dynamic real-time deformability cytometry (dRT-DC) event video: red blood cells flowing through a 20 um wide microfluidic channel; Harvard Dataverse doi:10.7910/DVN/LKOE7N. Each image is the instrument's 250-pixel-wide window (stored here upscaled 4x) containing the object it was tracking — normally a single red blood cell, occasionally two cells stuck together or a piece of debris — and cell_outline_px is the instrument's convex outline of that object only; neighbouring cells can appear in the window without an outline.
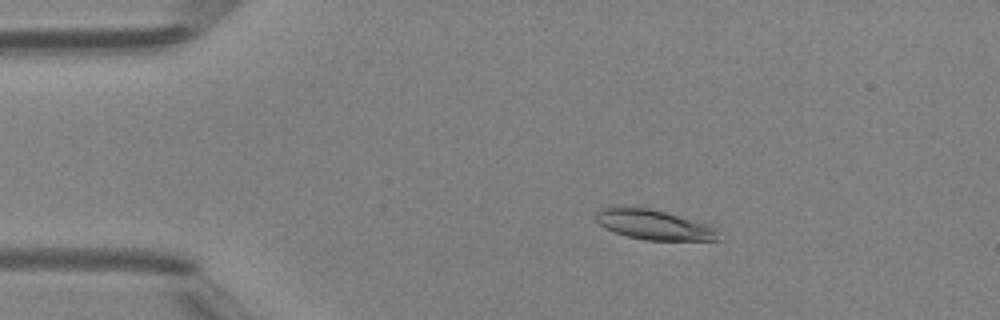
{"species": "Egyptian fruit bat (a non-hibernating species)", "species_latin": "Rousettus aegyptiacus", "temperature_condition": "room temperature", "stored_images_in_passage": 46, "camera_frame_rate_fps": 3000, "um_per_image_px": 0.085, "animal": {"sex": "female"}, "frame": {"image": 1, "passage_image": 8, "time_ms": 2.333, "image_size_px": [1000, 320], "cell_outline_px": [[720, 240], [644, 240], [628, 236], [604, 228], [596, 220], [596, 212], [600, 208], [608, 204], [620, 204], [648, 208], [664, 212], [708, 224], [716, 228]], "centroid_in_image_um": [55.49, 19.06], "position_along_channel_um": 29.5, "area_um2": 21.73}}
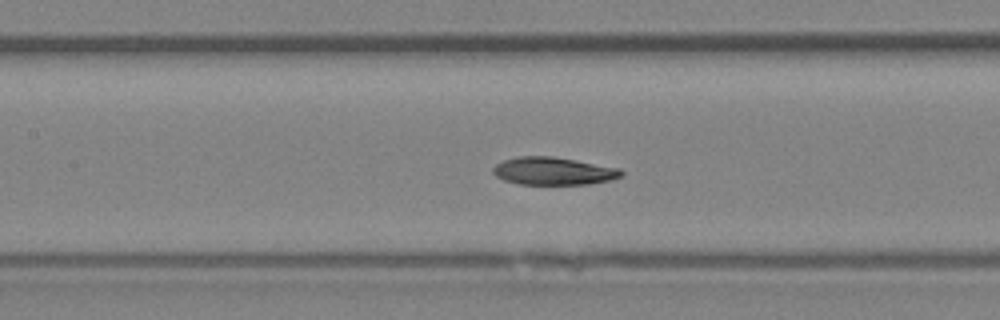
{"frame": {"image": 2, "passage_image": 21, "time_ms": 6.667, "image_size_px": [1000, 320], "cell_outline_px": [[624, 176], [612, 180], [588, 184], [520, 184], [504, 180], [496, 176], [492, 172], [492, 168], [496, 164], [504, 160], [516, 156], [552, 156], [576, 160], [620, 168], [624, 172]], "centroid_in_image_um": [47.06, 14.54], "position_along_channel_um": 160.3, "area_um2": 20.87}}
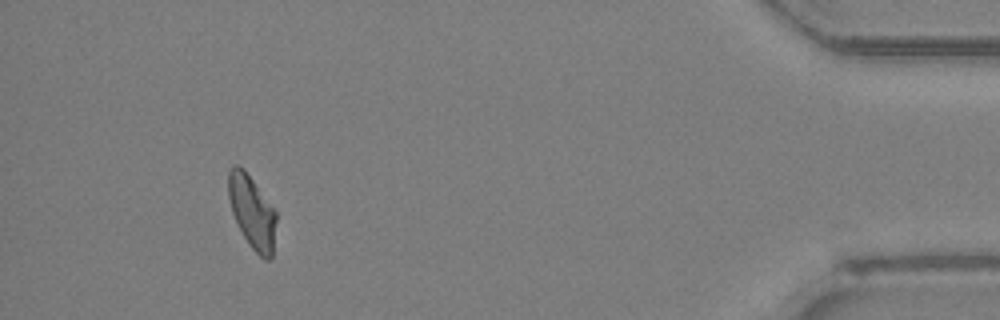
{"frame": {"image": 3, "passage_image": 43, "time_ms": 14.0, "image_size_px": [1000, 320], "cell_outline_px": [[276, 220], [272, 256], [268, 260], [264, 260], [248, 244], [232, 212], [228, 196], [228, 172], [232, 164], [236, 164], [244, 168], [276, 212]], "centroid_in_image_um": [21.41, 17.99], "position_along_channel_um": 413.8, "area_um2": 20.11}, "authors_computed_cell_mechanics": {"area_um2": 21.5305, "velocity_mm_per_s": 4.3433, "shape_relaxation_time_tau1_ms": null, "shape_relaxation_time_tau2_ms": 2.6526, "deformation_change_tau1": null, "deformation_change_tau2": 0.0796}}